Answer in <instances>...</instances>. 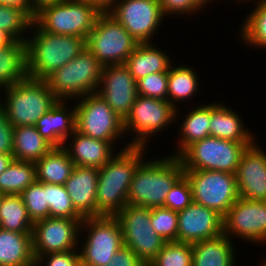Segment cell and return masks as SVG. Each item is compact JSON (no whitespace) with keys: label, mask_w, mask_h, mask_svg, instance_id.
Instances as JSON below:
<instances>
[{"label":"cell","mask_w":266,"mask_h":266,"mask_svg":"<svg viewBox=\"0 0 266 266\" xmlns=\"http://www.w3.org/2000/svg\"><path fill=\"white\" fill-rule=\"evenodd\" d=\"M124 148L101 168H99L96 192L97 216H115L127 204V195L138 165L146 158L144 146H131L126 143Z\"/></svg>","instance_id":"1"},{"label":"cell","mask_w":266,"mask_h":266,"mask_svg":"<svg viewBox=\"0 0 266 266\" xmlns=\"http://www.w3.org/2000/svg\"><path fill=\"white\" fill-rule=\"evenodd\" d=\"M30 30V35L33 36L28 34L26 40L29 78L44 80L86 48L85 38L46 32L34 21Z\"/></svg>","instance_id":"2"},{"label":"cell","mask_w":266,"mask_h":266,"mask_svg":"<svg viewBox=\"0 0 266 266\" xmlns=\"http://www.w3.org/2000/svg\"><path fill=\"white\" fill-rule=\"evenodd\" d=\"M184 175L183 165L171 154L145 158L137 167L127 195L129 205L163 207L167 193Z\"/></svg>","instance_id":"3"},{"label":"cell","mask_w":266,"mask_h":266,"mask_svg":"<svg viewBox=\"0 0 266 266\" xmlns=\"http://www.w3.org/2000/svg\"><path fill=\"white\" fill-rule=\"evenodd\" d=\"M2 92L5 96L2 101L0 98V105L5 109L6 117L13 127L34 126L58 101L42 79L27 77Z\"/></svg>","instance_id":"4"},{"label":"cell","mask_w":266,"mask_h":266,"mask_svg":"<svg viewBox=\"0 0 266 266\" xmlns=\"http://www.w3.org/2000/svg\"><path fill=\"white\" fill-rule=\"evenodd\" d=\"M103 65L87 49L44 80L58 100L73 101L97 93ZM71 99V100H69Z\"/></svg>","instance_id":"5"},{"label":"cell","mask_w":266,"mask_h":266,"mask_svg":"<svg viewBox=\"0 0 266 266\" xmlns=\"http://www.w3.org/2000/svg\"><path fill=\"white\" fill-rule=\"evenodd\" d=\"M100 14L84 0H62L41 8L33 21L46 32L87 39Z\"/></svg>","instance_id":"6"},{"label":"cell","mask_w":266,"mask_h":266,"mask_svg":"<svg viewBox=\"0 0 266 266\" xmlns=\"http://www.w3.org/2000/svg\"><path fill=\"white\" fill-rule=\"evenodd\" d=\"M84 231H87V235L84 234L86 241L81 243V232ZM79 240L81 266H106L123 246L121 226L115 216L84 218L80 225Z\"/></svg>","instance_id":"7"},{"label":"cell","mask_w":266,"mask_h":266,"mask_svg":"<svg viewBox=\"0 0 266 266\" xmlns=\"http://www.w3.org/2000/svg\"><path fill=\"white\" fill-rule=\"evenodd\" d=\"M179 108H175L168 100H159L138 95L132 105L129 115L124 120L126 137L134 134L129 140L131 146L148 147L151 137L159 135L169 129L179 115ZM159 133V134H157Z\"/></svg>","instance_id":"8"},{"label":"cell","mask_w":266,"mask_h":266,"mask_svg":"<svg viewBox=\"0 0 266 266\" xmlns=\"http://www.w3.org/2000/svg\"><path fill=\"white\" fill-rule=\"evenodd\" d=\"M252 144L207 136L188 146L178 158L184 170H212L235 174L242 152Z\"/></svg>","instance_id":"9"},{"label":"cell","mask_w":266,"mask_h":266,"mask_svg":"<svg viewBox=\"0 0 266 266\" xmlns=\"http://www.w3.org/2000/svg\"><path fill=\"white\" fill-rule=\"evenodd\" d=\"M75 102L76 131L117 147L118 139L125 137L124 120L98 93L85 95Z\"/></svg>","instance_id":"10"},{"label":"cell","mask_w":266,"mask_h":266,"mask_svg":"<svg viewBox=\"0 0 266 266\" xmlns=\"http://www.w3.org/2000/svg\"><path fill=\"white\" fill-rule=\"evenodd\" d=\"M138 42L108 12L101 13L88 34L86 48L103 65L124 64Z\"/></svg>","instance_id":"11"},{"label":"cell","mask_w":266,"mask_h":266,"mask_svg":"<svg viewBox=\"0 0 266 266\" xmlns=\"http://www.w3.org/2000/svg\"><path fill=\"white\" fill-rule=\"evenodd\" d=\"M115 217L121 226L123 246L149 265L166 243L151 225V208L127 204Z\"/></svg>","instance_id":"12"},{"label":"cell","mask_w":266,"mask_h":266,"mask_svg":"<svg viewBox=\"0 0 266 266\" xmlns=\"http://www.w3.org/2000/svg\"><path fill=\"white\" fill-rule=\"evenodd\" d=\"M193 202L224 216L239 198L236 174L212 170H184Z\"/></svg>","instance_id":"13"},{"label":"cell","mask_w":266,"mask_h":266,"mask_svg":"<svg viewBox=\"0 0 266 266\" xmlns=\"http://www.w3.org/2000/svg\"><path fill=\"white\" fill-rule=\"evenodd\" d=\"M108 13L138 43L153 42L154 35L159 33L158 30L166 18L162 13L159 0H117Z\"/></svg>","instance_id":"14"},{"label":"cell","mask_w":266,"mask_h":266,"mask_svg":"<svg viewBox=\"0 0 266 266\" xmlns=\"http://www.w3.org/2000/svg\"><path fill=\"white\" fill-rule=\"evenodd\" d=\"M83 219L48 217L33 224L32 250L35 261L45 254L78 249Z\"/></svg>","instance_id":"15"},{"label":"cell","mask_w":266,"mask_h":266,"mask_svg":"<svg viewBox=\"0 0 266 266\" xmlns=\"http://www.w3.org/2000/svg\"><path fill=\"white\" fill-rule=\"evenodd\" d=\"M223 234L231 240L240 238L250 243L265 244L266 201L239 197L223 216Z\"/></svg>","instance_id":"16"},{"label":"cell","mask_w":266,"mask_h":266,"mask_svg":"<svg viewBox=\"0 0 266 266\" xmlns=\"http://www.w3.org/2000/svg\"><path fill=\"white\" fill-rule=\"evenodd\" d=\"M97 93L123 120L138 96L136 81L124 64L103 66Z\"/></svg>","instance_id":"17"},{"label":"cell","mask_w":266,"mask_h":266,"mask_svg":"<svg viewBox=\"0 0 266 266\" xmlns=\"http://www.w3.org/2000/svg\"><path fill=\"white\" fill-rule=\"evenodd\" d=\"M255 141L242 152L236 171L239 197L266 201V152Z\"/></svg>","instance_id":"18"},{"label":"cell","mask_w":266,"mask_h":266,"mask_svg":"<svg viewBox=\"0 0 266 266\" xmlns=\"http://www.w3.org/2000/svg\"><path fill=\"white\" fill-rule=\"evenodd\" d=\"M178 213L177 242L195 243L223 234V216L192 202Z\"/></svg>","instance_id":"19"},{"label":"cell","mask_w":266,"mask_h":266,"mask_svg":"<svg viewBox=\"0 0 266 266\" xmlns=\"http://www.w3.org/2000/svg\"><path fill=\"white\" fill-rule=\"evenodd\" d=\"M98 174V168L74 166L64 184L73 207L83 218L97 216Z\"/></svg>","instance_id":"20"},{"label":"cell","mask_w":266,"mask_h":266,"mask_svg":"<svg viewBox=\"0 0 266 266\" xmlns=\"http://www.w3.org/2000/svg\"><path fill=\"white\" fill-rule=\"evenodd\" d=\"M58 100L34 125L41 136L53 147H63L64 142L76 131L75 104Z\"/></svg>","instance_id":"21"},{"label":"cell","mask_w":266,"mask_h":266,"mask_svg":"<svg viewBox=\"0 0 266 266\" xmlns=\"http://www.w3.org/2000/svg\"><path fill=\"white\" fill-rule=\"evenodd\" d=\"M63 148L75 166L99 169L115 155V146L110 142L85 136L78 131L66 139Z\"/></svg>","instance_id":"22"},{"label":"cell","mask_w":266,"mask_h":266,"mask_svg":"<svg viewBox=\"0 0 266 266\" xmlns=\"http://www.w3.org/2000/svg\"><path fill=\"white\" fill-rule=\"evenodd\" d=\"M210 103V136L240 143H254L256 136L244 126L238 112L222 104Z\"/></svg>","instance_id":"23"},{"label":"cell","mask_w":266,"mask_h":266,"mask_svg":"<svg viewBox=\"0 0 266 266\" xmlns=\"http://www.w3.org/2000/svg\"><path fill=\"white\" fill-rule=\"evenodd\" d=\"M153 43H138L124 63L135 81L151 73L168 72L173 64L169 54Z\"/></svg>","instance_id":"24"},{"label":"cell","mask_w":266,"mask_h":266,"mask_svg":"<svg viewBox=\"0 0 266 266\" xmlns=\"http://www.w3.org/2000/svg\"><path fill=\"white\" fill-rule=\"evenodd\" d=\"M233 242L228 236L221 234L192 243V266H234L237 255Z\"/></svg>","instance_id":"25"},{"label":"cell","mask_w":266,"mask_h":266,"mask_svg":"<svg viewBox=\"0 0 266 266\" xmlns=\"http://www.w3.org/2000/svg\"><path fill=\"white\" fill-rule=\"evenodd\" d=\"M28 77L27 44L17 41L0 48V91Z\"/></svg>","instance_id":"26"},{"label":"cell","mask_w":266,"mask_h":266,"mask_svg":"<svg viewBox=\"0 0 266 266\" xmlns=\"http://www.w3.org/2000/svg\"><path fill=\"white\" fill-rule=\"evenodd\" d=\"M34 262L32 234L0 228V266H26Z\"/></svg>","instance_id":"27"},{"label":"cell","mask_w":266,"mask_h":266,"mask_svg":"<svg viewBox=\"0 0 266 266\" xmlns=\"http://www.w3.org/2000/svg\"><path fill=\"white\" fill-rule=\"evenodd\" d=\"M198 105V107L196 106L185 113V118L182 117L183 121L179 118L182 124L179 126L180 136L176 142L178 147L175 150L177 151L172 153L174 157H178L194 142L210 136V103Z\"/></svg>","instance_id":"28"},{"label":"cell","mask_w":266,"mask_h":266,"mask_svg":"<svg viewBox=\"0 0 266 266\" xmlns=\"http://www.w3.org/2000/svg\"><path fill=\"white\" fill-rule=\"evenodd\" d=\"M74 166V162L63 147H53L46 155L35 162L36 181L64 185Z\"/></svg>","instance_id":"29"},{"label":"cell","mask_w":266,"mask_h":266,"mask_svg":"<svg viewBox=\"0 0 266 266\" xmlns=\"http://www.w3.org/2000/svg\"><path fill=\"white\" fill-rule=\"evenodd\" d=\"M53 146L47 142L35 126H19L13 128V158L26 162H37L46 155Z\"/></svg>","instance_id":"30"},{"label":"cell","mask_w":266,"mask_h":266,"mask_svg":"<svg viewBox=\"0 0 266 266\" xmlns=\"http://www.w3.org/2000/svg\"><path fill=\"white\" fill-rule=\"evenodd\" d=\"M171 64L168 70V101L177 109L180 107L177 102L192 100V97L199 93V80L200 76L190 66ZM179 105V106H178Z\"/></svg>","instance_id":"31"},{"label":"cell","mask_w":266,"mask_h":266,"mask_svg":"<svg viewBox=\"0 0 266 266\" xmlns=\"http://www.w3.org/2000/svg\"><path fill=\"white\" fill-rule=\"evenodd\" d=\"M33 222L20 195H3L0 200V228L32 234Z\"/></svg>","instance_id":"32"},{"label":"cell","mask_w":266,"mask_h":266,"mask_svg":"<svg viewBox=\"0 0 266 266\" xmlns=\"http://www.w3.org/2000/svg\"><path fill=\"white\" fill-rule=\"evenodd\" d=\"M35 181V163L13 159L7 169L0 174V193L20 195Z\"/></svg>","instance_id":"33"},{"label":"cell","mask_w":266,"mask_h":266,"mask_svg":"<svg viewBox=\"0 0 266 266\" xmlns=\"http://www.w3.org/2000/svg\"><path fill=\"white\" fill-rule=\"evenodd\" d=\"M252 9L242 20L238 38L250 48L266 50V0Z\"/></svg>","instance_id":"34"},{"label":"cell","mask_w":266,"mask_h":266,"mask_svg":"<svg viewBox=\"0 0 266 266\" xmlns=\"http://www.w3.org/2000/svg\"><path fill=\"white\" fill-rule=\"evenodd\" d=\"M33 19L17 7L0 4V29L17 41H26ZM26 34V35H24Z\"/></svg>","instance_id":"35"},{"label":"cell","mask_w":266,"mask_h":266,"mask_svg":"<svg viewBox=\"0 0 266 266\" xmlns=\"http://www.w3.org/2000/svg\"><path fill=\"white\" fill-rule=\"evenodd\" d=\"M192 243L166 242L147 266H192Z\"/></svg>","instance_id":"36"},{"label":"cell","mask_w":266,"mask_h":266,"mask_svg":"<svg viewBox=\"0 0 266 266\" xmlns=\"http://www.w3.org/2000/svg\"><path fill=\"white\" fill-rule=\"evenodd\" d=\"M20 196L33 223L50 217V208L46 202V183L35 181Z\"/></svg>","instance_id":"37"},{"label":"cell","mask_w":266,"mask_h":266,"mask_svg":"<svg viewBox=\"0 0 266 266\" xmlns=\"http://www.w3.org/2000/svg\"><path fill=\"white\" fill-rule=\"evenodd\" d=\"M46 197L50 217L84 219L73 207L64 185L46 183Z\"/></svg>","instance_id":"38"},{"label":"cell","mask_w":266,"mask_h":266,"mask_svg":"<svg viewBox=\"0 0 266 266\" xmlns=\"http://www.w3.org/2000/svg\"><path fill=\"white\" fill-rule=\"evenodd\" d=\"M151 225L166 242H177L178 213L164 207L151 208Z\"/></svg>","instance_id":"39"},{"label":"cell","mask_w":266,"mask_h":266,"mask_svg":"<svg viewBox=\"0 0 266 266\" xmlns=\"http://www.w3.org/2000/svg\"><path fill=\"white\" fill-rule=\"evenodd\" d=\"M137 94L159 100H168V72L151 73L136 81Z\"/></svg>","instance_id":"40"},{"label":"cell","mask_w":266,"mask_h":266,"mask_svg":"<svg viewBox=\"0 0 266 266\" xmlns=\"http://www.w3.org/2000/svg\"><path fill=\"white\" fill-rule=\"evenodd\" d=\"M192 202V188L187 177L183 175L167 193L163 207L179 212Z\"/></svg>","instance_id":"41"},{"label":"cell","mask_w":266,"mask_h":266,"mask_svg":"<svg viewBox=\"0 0 266 266\" xmlns=\"http://www.w3.org/2000/svg\"><path fill=\"white\" fill-rule=\"evenodd\" d=\"M162 13L165 17L175 14L178 15H196L202 9L193 0H159Z\"/></svg>","instance_id":"42"},{"label":"cell","mask_w":266,"mask_h":266,"mask_svg":"<svg viewBox=\"0 0 266 266\" xmlns=\"http://www.w3.org/2000/svg\"><path fill=\"white\" fill-rule=\"evenodd\" d=\"M36 262L38 266H81L79 249L45 254L40 256Z\"/></svg>","instance_id":"43"},{"label":"cell","mask_w":266,"mask_h":266,"mask_svg":"<svg viewBox=\"0 0 266 266\" xmlns=\"http://www.w3.org/2000/svg\"><path fill=\"white\" fill-rule=\"evenodd\" d=\"M13 128L6 117L5 109L0 105V153L12 154Z\"/></svg>","instance_id":"44"},{"label":"cell","mask_w":266,"mask_h":266,"mask_svg":"<svg viewBox=\"0 0 266 266\" xmlns=\"http://www.w3.org/2000/svg\"><path fill=\"white\" fill-rule=\"evenodd\" d=\"M106 266H146V264L129 247L122 246Z\"/></svg>","instance_id":"45"},{"label":"cell","mask_w":266,"mask_h":266,"mask_svg":"<svg viewBox=\"0 0 266 266\" xmlns=\"http://www.w3.org/2000/svg\"><path fill=\"white\" fill-rule=\"evenodd\" d=\"M0 4L17 7L21 10H24L33 20L37 13L32 8L30 0H0Z\"/></svg>","instance_id":"46"},{"label":"cell","mask_w":266,"mask_h":266,"mask_svg":"<svg viewBox=\"0 0 266 266\" xmlns=\"http://www.w3.org/2000/svg\"><path fill=\"white\" fill-rule=\"evenodd\" d=\"M90 5L96 7L101 13L109 12L117 0H84Z\"/></svg>","instance_id":"47"},{"label":"cell","mask_w":266,"mask_h":266,"mask_svg":"<svg viewBox=\"0 0 266 266\" xmlns=\"http://www.w3.org/2000/svg\"><path fill=\"white\" fill-rule=\"evenodd\" d=\"M62 0H30L32 8L38 12L41 8L47 5L61 2Z\"/></svg>","instance_id":"48"},{"label":"cell","mask_w":266,"mask_h":266,"mask_svg":"<svg viewBox=\"0 0 266 266\" xmlns=\"http://www.w3.org/2000/svg\"><path fill=\"white\" fill-rule=\"evenodd\" d=\"M13 159L12 154L0 153V174L7 169Z\"/></svg>","instance_id":"49"},{"label":"cell","mask_w":266,"mask_h":266,"mask_svg":"<svg viewBox=\"0 0 266 266\" xmlns=\"http://www.w3.org/2000/svg\"><path fill=\"white\" fill-rule=\"evenodd\" d=\"M15 39L5 30L0 29V48L13 43Z\"/></svg>","instance_id":"50"},{"label":"cell","mask_w":266,"mask_h":266,"mask_svg":"<svg viewBox=\"0 0 266 266\" xmlns=\"http://www.w3.org/2000/svg\"><path fill=\"white\" fill-rule=\"evenodd\" d=\"M201 9H206L209 3H213L215 0H193ZM213 1V2H212ZM217 1V0H216ZM206 7V8H205Z\"/></svg>","instance_id":"51"},{"label":"cell","mask_w":266,"mask_h":266,"mask_svg":"<svg viewBox=\"0 0 266 266\" xmlns=\"http://www.w3.org/2000/svg\"><path fill=\"white\" fill-rule=\"evenodd\" d=\"M233 1H234V0H233ZM236 1H238L240 4H241V3H242V4H243V3L246 4L245 2H248V1H249V2L252 3V1H253V3H254V1H256V0H252V1H251V0H236ZM263 1H264V0H257L256 3H255V5H258V4H260L261 2H263Z\"/></svg>","instance_id":"52"},{"label":"cell","mask_w":266,"mask_h":266,"mask_svg":"<svg viewBox=\"0 0 266 266\" xmlns=\"http://www.w3.org/2000/svg\"><path fill=\"white\" fill-rule=\"evenodd\" d=\"M258 266H266V259L265 260L263 259Z\"/></svg>","instance_id":"53"},{"label":"cell","mask_w":266,"mask_h":266,"mask_svg":"<svg viewBox=\"0 0 266 266\" xmlns=\"http://www.w3.org/2000/svg\"><path fill=\"white\" fill-rule=\"evenodd\" d=\"M26 266H38V265H37V262L35 261L34 263L26 265Z\"/></svg>","instance_id":"54"}]
</instances>
